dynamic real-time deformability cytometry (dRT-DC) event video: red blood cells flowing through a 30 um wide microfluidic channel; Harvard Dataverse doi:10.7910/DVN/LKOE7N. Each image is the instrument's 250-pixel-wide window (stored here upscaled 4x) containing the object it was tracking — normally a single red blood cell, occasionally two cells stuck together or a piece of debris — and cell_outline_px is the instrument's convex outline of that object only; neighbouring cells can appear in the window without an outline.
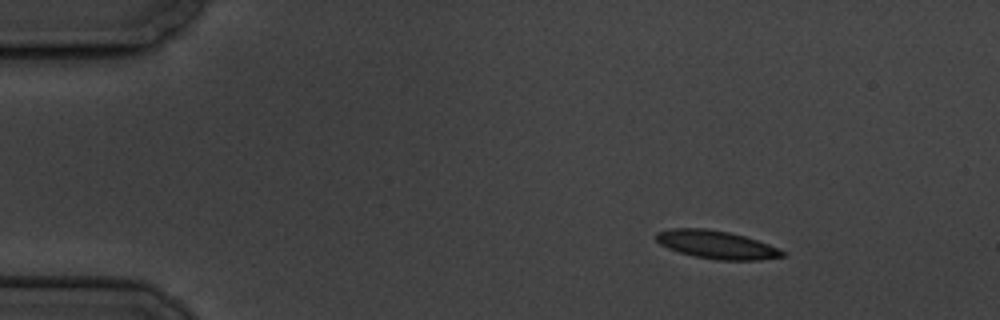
{"species": "common noctule bat (a hibernating species)", "species_latin": "Nyctalus noctula", "temperature_condition": "cold", "stored_images_in_passage": 5, "camera_frame_rate_fps": 3000, "um_per_image_px": 0.085, "animal": {"sex": "male", "body_mass_g": 19.5, "forearm_length_mm": 54.6}, "frame": {"image": 1, "passage_image": 1, "time_ms": 0.0, "image_size_px": [1000, 320], "cell_outline_px": [[788, 256], [760, 260], [716, 260], [692, 256], [668, 248], [660, 244], [656, 240], [656, 232], [668, 228], [708, 228], [728, 232], [744, 236], [768, 244], [784, 252]], "centroid_in_image_um": [60.87, 20.8], "position_along_channel_um": 24.1, "area_um2": 20.75}}
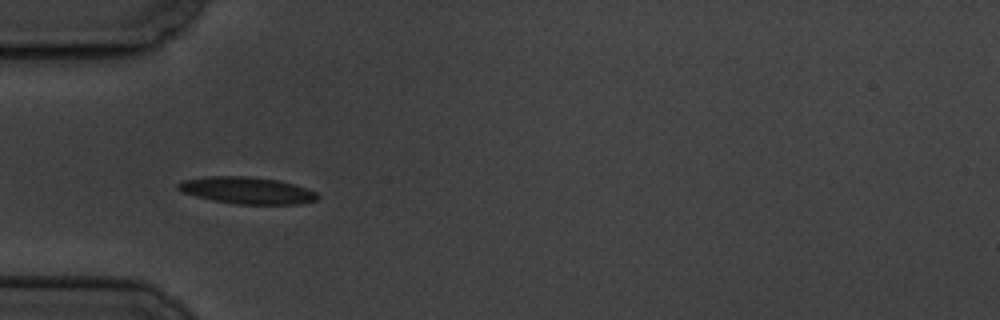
{"frame": {"image": 2, "passage_image": 4, "time_ms": 3.333, "image_size_px": [1000, 320], "cell_outline_px": [[320, 196], [316, 200], [300, 204], [236, 204], [212, 200], [196, 196], [184, 192], [176, 188], [176, 184], [184, 180], [208, 176], [248, 176], [280, 180], [308, 188], [316, 192]], "centroid_in_image_um": [21.03, 16.18], "position_along_channel_um": 64.0, "area_um2": 21.91}}
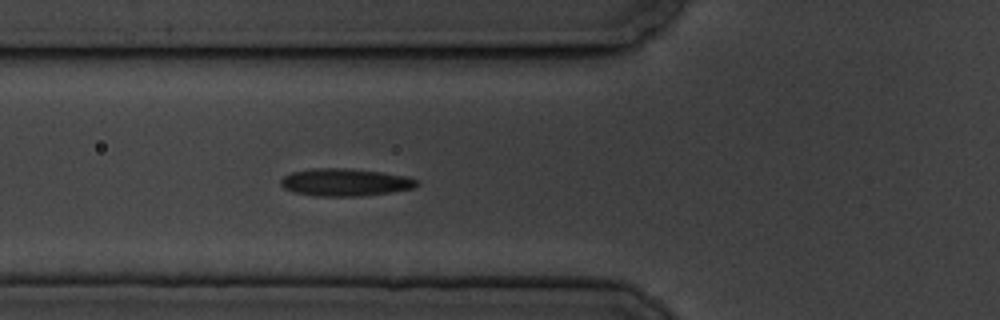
{"frame": {"image": 3, "passage_image": 5, "time_ms": 4.333, "image_size_px": [1000, 320], "cell_outline_px": [[420, 184], [412, 188], [388, 192], [360, 196], [316, 196], [292, 192], [284, 188], [280, 184], [280, 180], [284, 176], [292, 172], [312, 168], [348, 168], [380, 172], [408, 176], [416, 180]], "centroid_in_image_um": [29.3, 15.49], "position_along_channel_um": 96.5, "area_um2": 21.73}}